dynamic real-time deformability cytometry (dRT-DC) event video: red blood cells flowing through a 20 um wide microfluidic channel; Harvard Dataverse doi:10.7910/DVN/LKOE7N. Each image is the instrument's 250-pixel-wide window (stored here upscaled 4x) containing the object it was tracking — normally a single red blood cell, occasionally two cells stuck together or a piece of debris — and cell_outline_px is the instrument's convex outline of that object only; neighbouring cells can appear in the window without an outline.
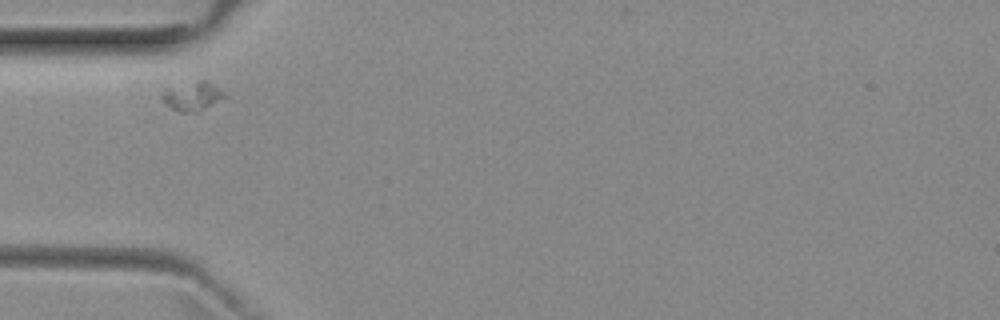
{"species": "common noctule bat (a hibernating species)", "species_latin": "Nyctalus noctula", "temperature_condition": "room temperature", "stored_images_in_passage": 9, "camera_frame_rate_fps": 3000, "um_per_image_px": 0.085, "animal": {"sex": "female", "body_mass_g": 29.2, "forearm_length_mm": 56.3}, "frame": {"image": 1, "passage_image": 6, "time_ms": 5.667, "image_size_px": [1000, 320], "cell_outline_px": [[228, 96], [200, 112], [180, 112], [172, 108], [160, 100], [160, 92], [168, 88], [200, 80], [204, 80], [220, 88]], "centroid_in_image_um": [16.36, 8.2], "position_along_channel_um": 68.6, "area_um2": 10.64}}
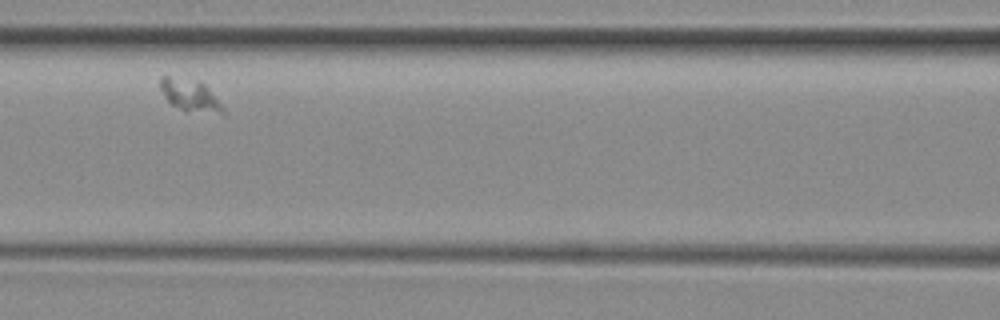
{"frame": {"image": 2, "passage_image": 8, "time_ms": 8.0, "image_size_px": [1000, 320], "cell_outline_px": [[228, 112], [224, 116], [184, 112], [172, 104], [164, 96], [160, 88], [160, 76], [168, 76], [204, 84], [224, 104]], "centroid_in_image_um": [16.28, 8.22], "position_along_channel_um": 150.3, "area_um2": 12.14}}
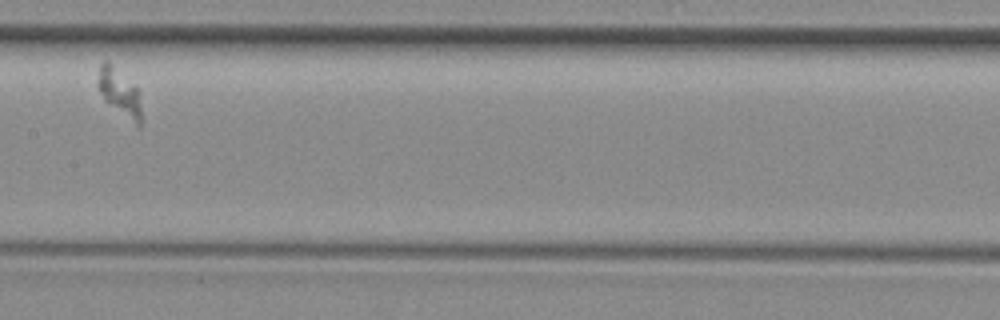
{"frame": {"image": 3, "passage_image": 9, "time_ms": 9.333, "image_size_px": [1000, 320], "cell_outline_px": [[144, 120], [140, 128], [108, 104], [104, 100], [96, 84], [100, 64], [104, 60], [108, 60], [140, 92]], "centroid_in_image_um": [10.2, 7.91], "position_along_channel_um": 197.2, "area_um2": 12.37}}